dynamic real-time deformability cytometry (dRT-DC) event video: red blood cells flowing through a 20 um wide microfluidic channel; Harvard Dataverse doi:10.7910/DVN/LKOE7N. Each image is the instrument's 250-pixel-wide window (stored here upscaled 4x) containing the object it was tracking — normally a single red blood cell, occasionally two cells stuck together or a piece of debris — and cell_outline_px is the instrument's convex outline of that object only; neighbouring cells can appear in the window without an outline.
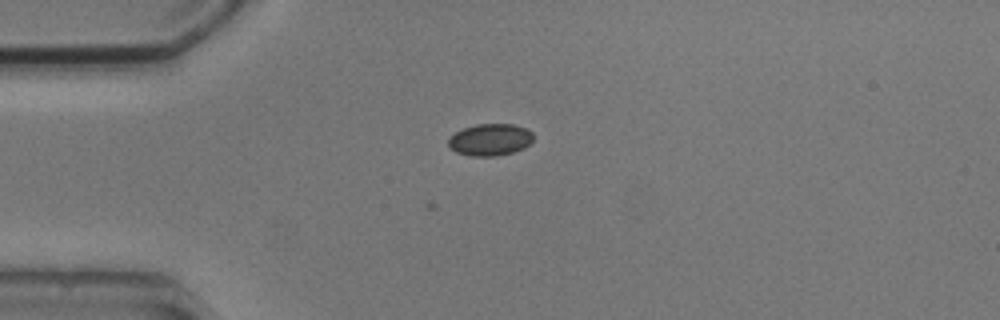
{"species": "common noctule bat (a hibernating species)", "species_latin": "Nyctalus noctula", "temperature_condition": "cold", "stored_images_in_passage": 1, "camera_frame_rate_fps": 3000, "um_per_image_px": 0.085, "animal": {"sex": "male", "body_mass_g": 20.5, "forearm_length_mm": 52.5}, "frame": {"image": 1, "passage_image": 1, "time_ms": 0.0, "image_size_px": [1000, 320], "cell_outline_px": [[532, 140], [524, 148], [512, 152], [496, 156], [472, 156], [456, 152], [448, 144], [448, 140], [456, 132], [464, 128], [476, 124], [512, 124], [524, 128], [532, 132]], "centroid_in_image_um": [41.66, 11.87], "position_along_channel_um": 43.3, "area_um2": 15.55}}